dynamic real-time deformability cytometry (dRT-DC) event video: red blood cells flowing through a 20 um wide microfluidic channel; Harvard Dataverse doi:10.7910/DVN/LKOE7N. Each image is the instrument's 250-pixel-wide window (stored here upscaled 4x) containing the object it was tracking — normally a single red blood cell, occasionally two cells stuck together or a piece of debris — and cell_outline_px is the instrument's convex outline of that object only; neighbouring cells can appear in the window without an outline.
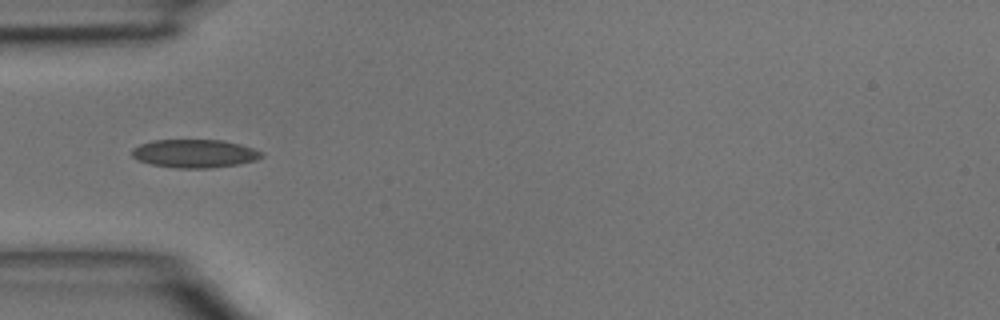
{"species": "common noctule bat (a hibernating species)", "species_latin": "Nyctalus noctula", "temperature_condition": "room temperature", "stored_images_in_passage": 32, "camera_frame_rate_fps": 3000, "um_per_image_px": 0.085, "animal": {"sex": "male", "body_mass_g": 15.6}, "frame": {"image": 1, "passage_image": 1, "time_ms": 0.0, "image_size_px": [1000, 320], "cell_outline_px": [[264, 156], [256, 160], [236, 164], [212, 168], [176, 168], [152, 164], [140, 160], [132, 156], [132, 148], [140, 144], [152, 140], [224, 140], [240, 144], [264, 152]], "centroid_in_image_um": [16.56, 13.04], "position_along_channel_um": 68.4, "area_um2": 21.33}}
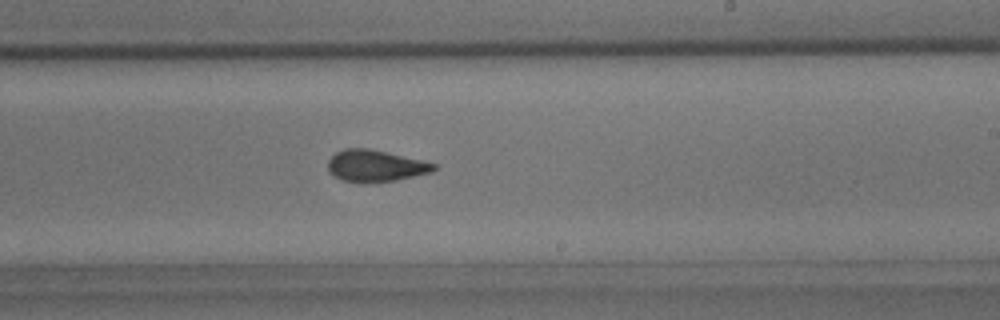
{"frame": {"image": 2, "passage_image": 14, "time_ms": 4.333, "image_size_px": [1000, 320], "cell_outline_px": [[436, 168], [432, 172], [396, 180], [344, 180], [336, 176], [328, 168], [328, 160], [336, 152], [344, 148], [368, 148], [420, 160], [436, 164]], "centroid_in_image_um": [31.92, 14.05], "position_along_channel_um": 257.1, "area_um2": 18.61}}
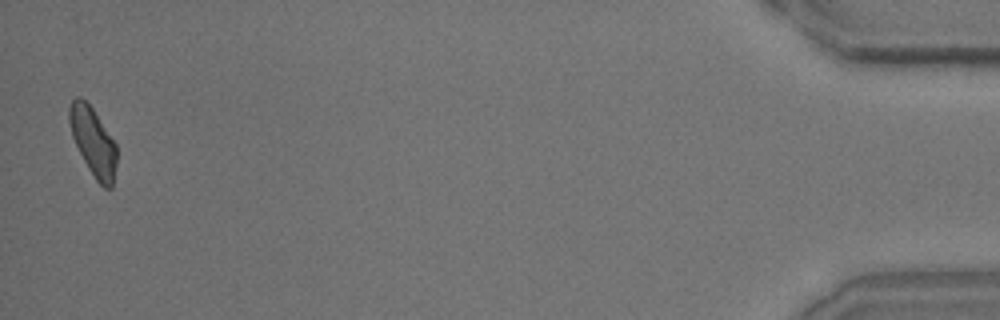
{"frame": {"image": 3, "passage_image": 32, "time_ms": 10.333, "image_size_px": [1000, 320], "cell_outline_px": [[116, 164], [112, 188], [104, 188], [96, 180], [88, 168], [72, 136], [68, 120], [68, 108], [72, 100], [76, 96], [80, 96], [92, 108], [116, 144]], "centroid_in_image_um": [7.9, 12.04], "position_along_channel_um": 427.3, "area_um2": 18.61}}